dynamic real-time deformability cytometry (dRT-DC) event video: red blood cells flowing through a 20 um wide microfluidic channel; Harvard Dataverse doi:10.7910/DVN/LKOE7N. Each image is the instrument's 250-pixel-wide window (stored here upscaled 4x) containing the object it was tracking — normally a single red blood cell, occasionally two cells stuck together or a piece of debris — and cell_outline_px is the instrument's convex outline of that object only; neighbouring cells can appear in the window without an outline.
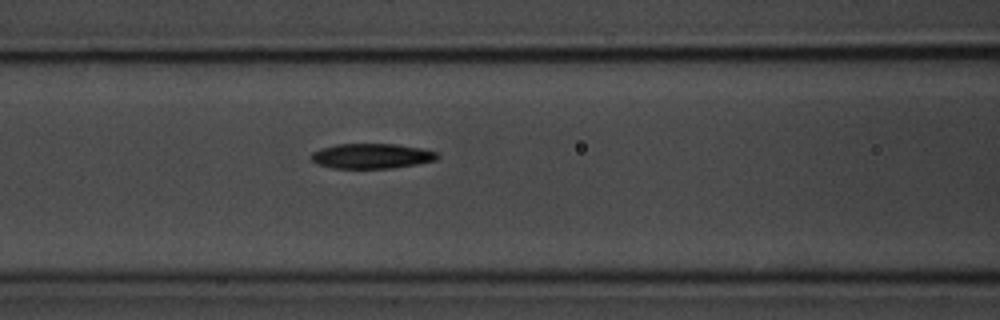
{"species": "common noctule bat (a hibernating species)", "species_latin": "Nyctalus noctula", "temperature_condition": "room temperature", "stored_images_in_passage": 7, "camera_frame_rate_fps": 3000, "um_per_image_px": 0.085, "animal": {"sex": "male", "body_mass_g": 20.1, "forearm_length_mm": 53.5}, "frame": {"image": 1, "passage_image": 7, "time_ms": 7.667, "image_size_px": [1000, 320], "cell_outline_px": [[440, 156], [436, 160], [416, 164], [392, 168], [332, 168], [316, 164], [312, 160], [312, 152], [320, 148], [336, 144], [396, 144], [420, 148], [440, 152]], "centroid_in_image_um": [31.6, 13.26], "position_along_channel_um": 135.0, "area_um2": 18.5}}